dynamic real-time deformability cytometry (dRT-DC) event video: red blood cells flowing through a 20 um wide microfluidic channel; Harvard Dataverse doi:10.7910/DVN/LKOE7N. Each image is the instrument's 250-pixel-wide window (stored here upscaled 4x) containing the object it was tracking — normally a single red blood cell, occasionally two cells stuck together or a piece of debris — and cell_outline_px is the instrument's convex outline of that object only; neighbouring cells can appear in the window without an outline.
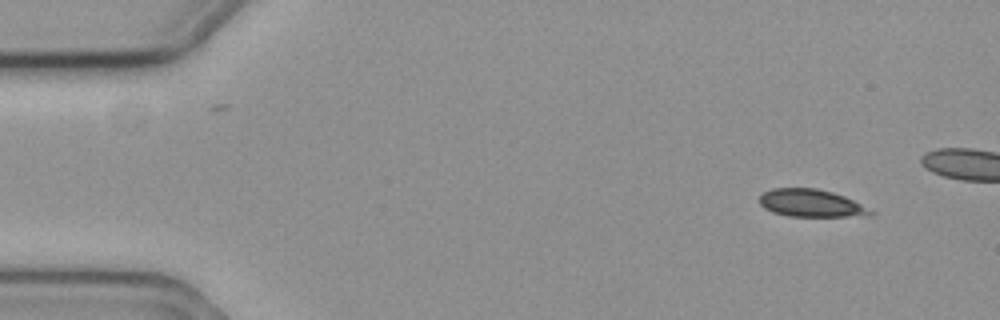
{"species": "common noctule bat (a hibernating species)", "species_latin": "Nyctalus noctula", "temperature_condition": "cold", "stored_images_in_passage": 9, "camera_frame_rate_fps": 3000, "um_per_image_px": 0.085, "animal": {"sex": "female", "body_mass_g": 19.3, "forearm_length_mm": 54.1}, "frame": {"image": 1, "passage_image": 1, "time_ms": 0.0, "image_size_px": [1000, 320], "cell_outline_px": [[876, 212], [872, 216], [788, 216], [772, 212], [764, 208], [760, 204], [760, 196], [764, 192], [772, 188], [816, 188], [832, 192], [844, 196]], "centroid_in_image_um": [68.95, 17.27], "position_along_channel_um": 16.1, "area_um2": 17.8}}
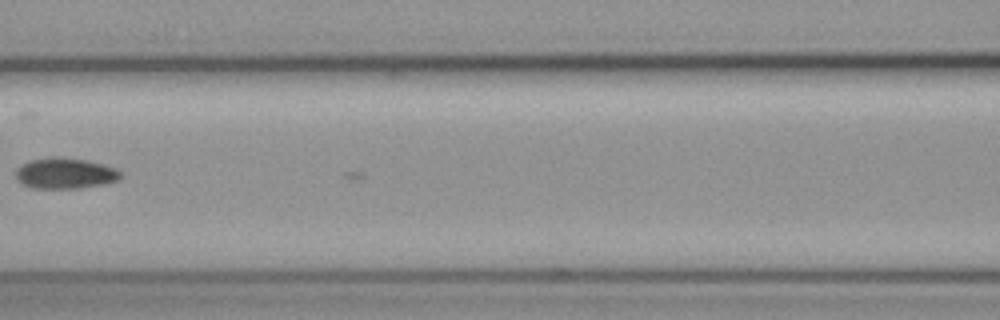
{"frame": {"image": 2, "passage_image": 7, "time_ms": 2.0, "image_size_px": [1000, 320], "cell_outline_px": [[124, 176], [120, 180], [108, 184], [80, 188], [32, 188], [20, 184], [16, 180], [16, 172], [24, 164], [32, 160], [52, 156], [56, 156], [88, 160], [104, 164], [116, 168]], "centroid_in_image_um": [5.6, 14.74], "position_along_channel_um": 161.0, "area_um2": 19.13}}
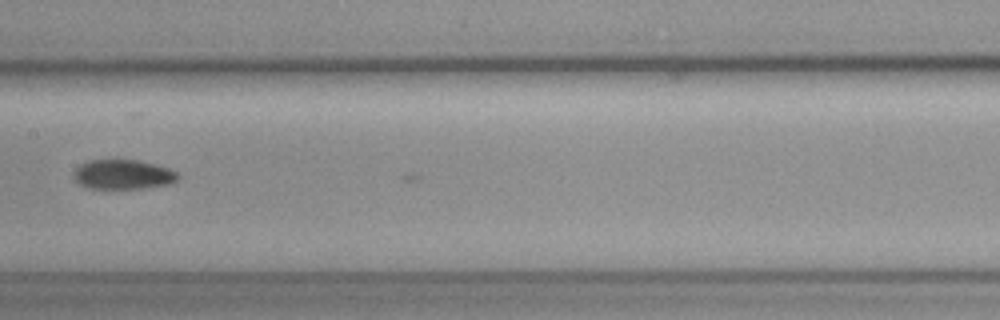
{"frame": {"image": 3, "passage_image": 8, "time_ms": 2.333, "image_size_px": [1000, 320], "cell_outline_px": [[180, 176], [172, 184], [144, 188], [88, 188], [80, 184], [76, 180], [72, 172], [80, 164], [88, 160], [112, 156], [140, 160], [156, 164], [168, 168], [176, 172]], "centroid_in_image_um": [10.44, 14.77], "position_along_channel_um": 197.0, "area_um2": 18.79}}